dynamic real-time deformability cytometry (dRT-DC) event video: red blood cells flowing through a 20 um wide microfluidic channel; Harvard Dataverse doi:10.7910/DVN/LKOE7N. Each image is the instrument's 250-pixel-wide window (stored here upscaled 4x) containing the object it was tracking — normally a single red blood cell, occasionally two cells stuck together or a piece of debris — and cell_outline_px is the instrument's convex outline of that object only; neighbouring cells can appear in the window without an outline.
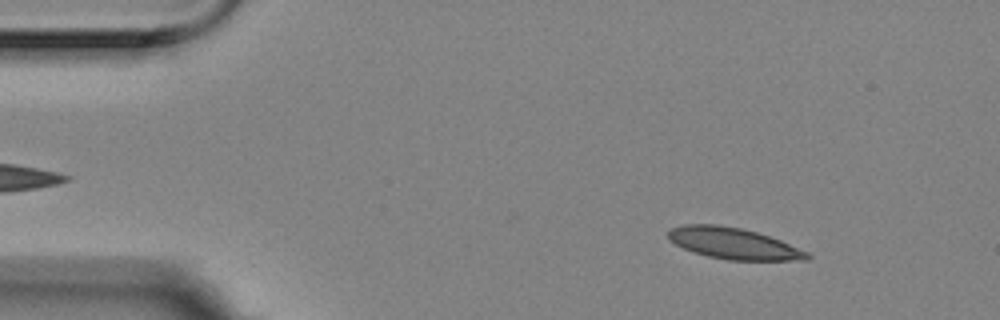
{"species": "Egyptian fruit bat (a non-hibernating species)", "species_latin": "Rousettus aegyptiacus", "temperature_condition": "room temperature", "stored_images_in_passage": 3, "camera_frame_rate_fps": 3000, "um_per_image_px": 0.085, "animal": {"sex": "female"}, "frame": {"image": 1, "passage_image": 1, "time_ms": 0.0, "image_size_px": [1000, 320], "cell_outline_px": [[812, 256], [808, 260], [728, 260], [708, 256], [692, 252], [668, 240], [668, 228], [684, 224], [716, 224], [740, 228], [756, 232], [780, 240], [808, 252]], "centroid_in_image_um": [62.31, 20.69], "position_along_channel_um": 22.7, "area_um2": 25.32}}